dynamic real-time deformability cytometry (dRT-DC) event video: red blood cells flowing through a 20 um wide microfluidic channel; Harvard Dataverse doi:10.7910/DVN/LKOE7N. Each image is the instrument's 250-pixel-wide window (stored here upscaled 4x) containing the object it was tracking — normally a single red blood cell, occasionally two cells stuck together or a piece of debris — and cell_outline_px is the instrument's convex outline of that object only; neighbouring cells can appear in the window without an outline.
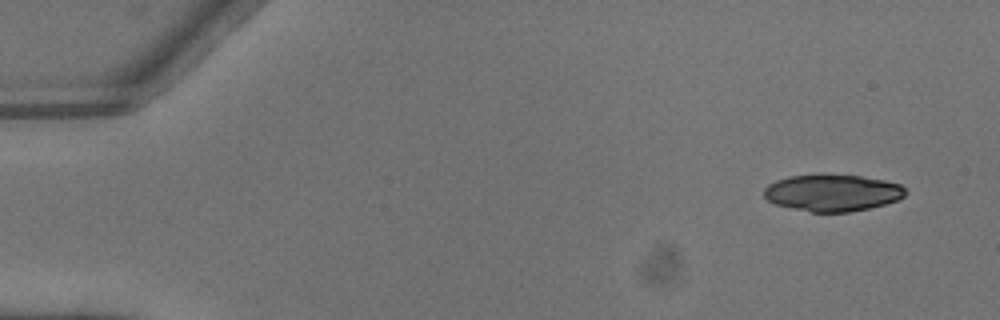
{"species": "common noctule bat (a hibernating species)", "species_latin": "Nyctalus noctula", "temperature_condition": "warm", "stored_images_in_passage": 4, "camera_frame_rate_fps": 3000, "um_per_image_px": 0.085, "animal": {"sex": "male", "body_mass_g": 13.3}, "frame": {"image": 1, "passage_image": 1, "time_ms": 0.0, "image_size_px": [1000, 320], "cell_outline_px": [[908, 192], [904, 196], [896, 200], [884, 204], [868, 208], [848, 212], [812, 212], [792, 208], [776, 204], [768, 200], [764, 196], [764, 188], [768, 184], [776, 180], [788, 176], [860, 176], [884, 180], [900, 184]], "centroid_in_image_um": [70.76, 16.4], "position_along_channel_um": 14.2, "area_um2": 29.77}}